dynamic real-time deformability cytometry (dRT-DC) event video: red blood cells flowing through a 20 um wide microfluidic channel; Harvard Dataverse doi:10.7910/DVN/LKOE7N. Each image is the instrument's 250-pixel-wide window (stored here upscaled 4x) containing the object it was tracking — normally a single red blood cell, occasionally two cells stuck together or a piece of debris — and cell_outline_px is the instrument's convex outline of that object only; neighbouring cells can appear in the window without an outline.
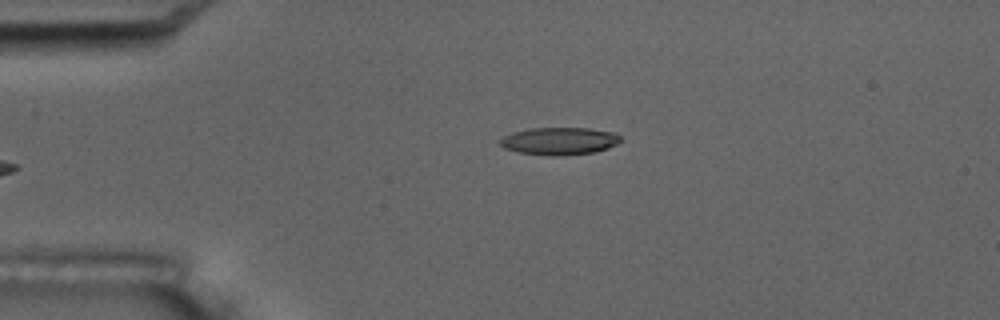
{"species": "common noctule bat (a hibernating species)", "species_latin": "Nyctalus noctula", "temperature_condition": "room temperature", "stored_images_in_passage": 5, "camera_frame_rate_fps": 3000, "um_per_image_px": 0.085, "animal": {"sex": "male", "body_mass_g": 17.5, "forearm_length_mm": 52.3}, "frame": {"image": 1, "passage_image": 5, "time_ms": 4.667, "image_size_px": [1000, 320], "cell_outline_px": [[620, 140], [616, 144], [608, 148], [596, 152], [560, 156], [552, 156], [516, 152], [504, 148], [500, 144], [500, 136], [512, 132], [532, 128], [588, 128], [616, 132], [620, 136]], "centroid_in_image_um": [47.53, 11.99], "position_along_channel_um": 37.5, "area_um2": 19.54}}